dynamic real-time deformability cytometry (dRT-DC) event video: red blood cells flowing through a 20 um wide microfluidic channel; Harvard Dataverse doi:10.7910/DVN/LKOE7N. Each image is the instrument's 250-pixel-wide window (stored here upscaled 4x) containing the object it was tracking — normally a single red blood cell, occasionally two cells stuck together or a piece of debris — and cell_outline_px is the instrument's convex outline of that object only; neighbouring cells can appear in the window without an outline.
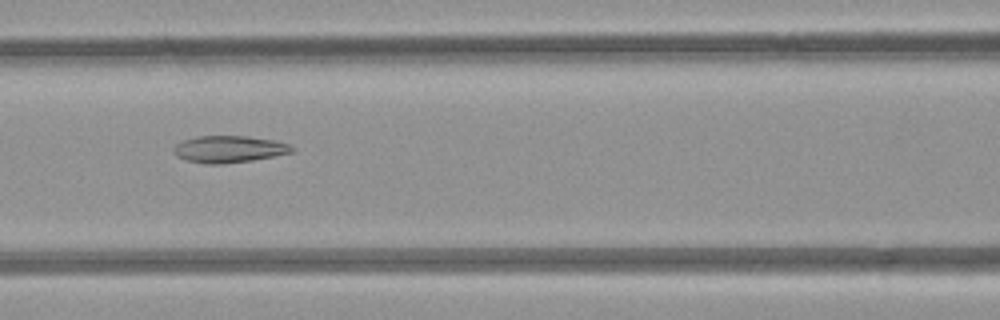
{"species": "common noctule bat (a hibernating species)", "species_latin": "Nyctalus noctula", "temperature_condition": "room temperature", "stored_images_in_passage": 7, "camera_frame_rate_fps": 3000, "um_per_image_px": 0.085, "animal": {"sex": "female", "body_mass_g": 21.9}, "frame": {"image": 1, "passage_image": 4, "time_ms": 3.333, "image_size_px": [1000, 320], "cell_outline_px": [[296, 152], [252, 160], [220, 164], [208, 164], [184, 160], [176, 156], [172, 148], [176, 144], [184, 140], [196, 136], [248, 136], [276, 140], [288, 144], [296, 148]], "centroid_in_image_um": [19.49, 12.67], "position_along_channel_um": 147.1, "area_um2": 18.73}}
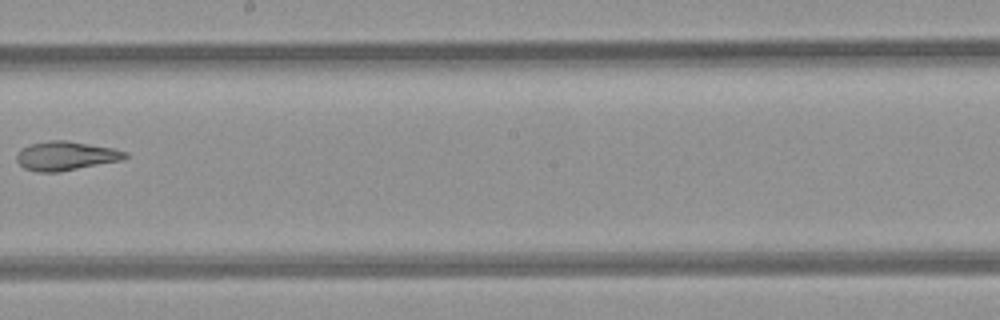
{"frame": {"image": 2, "passage_image": 6, "time_ms": 5.667, "image_size_px": [1000, 320], "cell_outline_px": [[128, 156], [120, 160], [60, 172], [36, 172], [24, 168], [16, 160], [16, 156], [24, 148], [32, 144], [52, 140], [64, 140], [112, 148], [128, 152]], "centroid_in_image_um": [5.59, 13.26], "position_along_channel_um": 242.6, "area_um2": 17.98}}
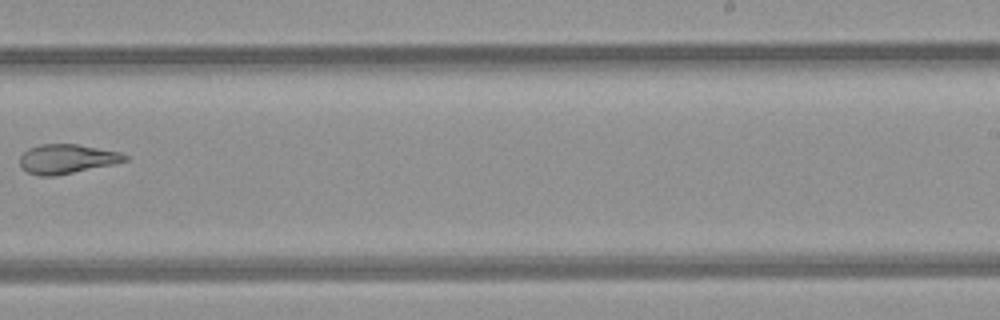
{"frame": {"image": 3, "passage_image": 7, "time_ms": 6.667, "image_size_px": [1000, 320], "cell_outline_px": [[128, 160], [112, 164], [56, 176], [40, 176], [28, 172], [20, 168], [20, 156], [28, 148], [40, 144], [76, 144], [120, 152], [128, 156]], "centroid_in_image_um": [5.65, 13.51], "position_along_channel_um": 283.4, "area_um2": 17.92}}